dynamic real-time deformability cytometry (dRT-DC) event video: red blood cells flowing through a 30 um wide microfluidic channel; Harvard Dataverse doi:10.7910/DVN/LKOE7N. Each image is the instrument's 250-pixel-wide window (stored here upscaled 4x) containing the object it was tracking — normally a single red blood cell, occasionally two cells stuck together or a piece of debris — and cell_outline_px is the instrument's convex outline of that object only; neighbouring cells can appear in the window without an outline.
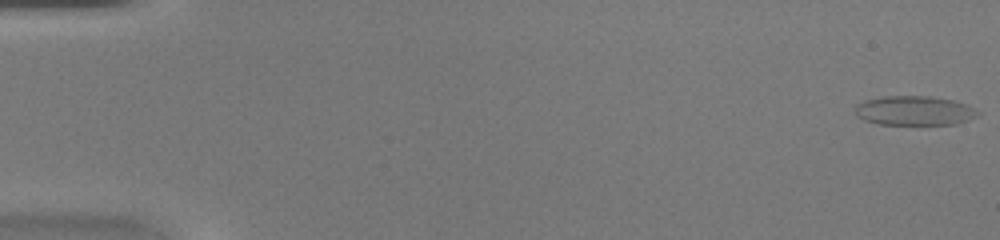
{"species": "common noctule bat (a hibernating species)", "species_latin": "Nyctalus noctula", "temperature_condition": "warm", "stored_images_in_passage": 47, "camera_frame_rate_fps": 3000, "um_per_image_px": 0.085, "animal": {"sex": "female", "body_mass_g": 20.0, "forearm_length_mm": 54.0}, "frame": {"image": 1, "passage_image": 1, "time_ms": 0.0, "image_size_px": [1000, 240], "cell_outline_px": [[980, 112], [976, 116], [968, 120], [956, 124], [880, 124], [864, 120], [856, 116], [856, 104], [864, 100], [884, 96], [928, 96], [952, 100], [968, 104]], "centroid_in_image_um": [77.72, 9.4], "position_along_channel_um": 7.3, "area_um2": 20.98}}
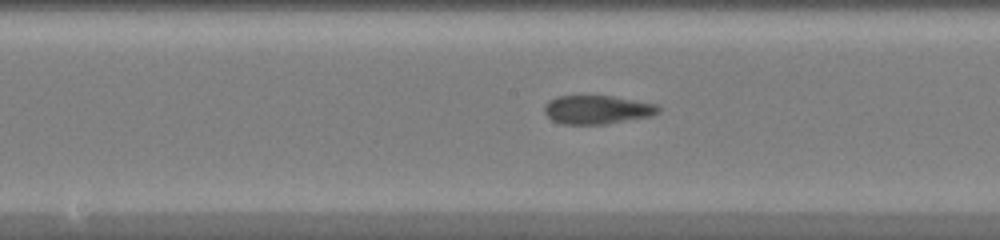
{"frame": {"image": 2, "passage_image": 25, "time_ms": 8.0, "image_size_px": [1000, 240], "cell_outline_px": [[660, 112], [652, 116], [604, 124], [564, 124], [552, 120], [544, 112], [544, 104], [548, 100], [556, 96], [612, 96], [656, 104], [660, 108]], "centroid_in_image_um": [50.74, 9.32], "position_along_channel_um": 197.5, "area_um2": 19.02}}
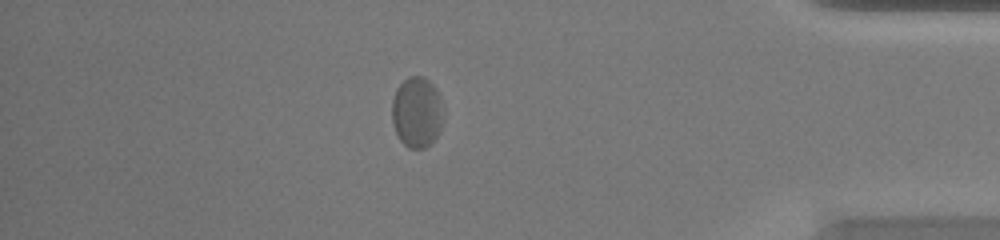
{"frame": {"image": 3, "passage_image": 41, "time_ms": 13.333, "image_size_px": [1000, 240], "cell_outline_px": [[444, 120], [436, 136], [424, 148], [408, 148], [400, 140], [392, 124], [392, 100], [396, 88], [408, 76], [424, 76], [436, 88], [444, 108]], "centroid_in_image_um": [35.44, 9.52], "position_along_channel_um": 399.8, "area_um2": 21.39}}